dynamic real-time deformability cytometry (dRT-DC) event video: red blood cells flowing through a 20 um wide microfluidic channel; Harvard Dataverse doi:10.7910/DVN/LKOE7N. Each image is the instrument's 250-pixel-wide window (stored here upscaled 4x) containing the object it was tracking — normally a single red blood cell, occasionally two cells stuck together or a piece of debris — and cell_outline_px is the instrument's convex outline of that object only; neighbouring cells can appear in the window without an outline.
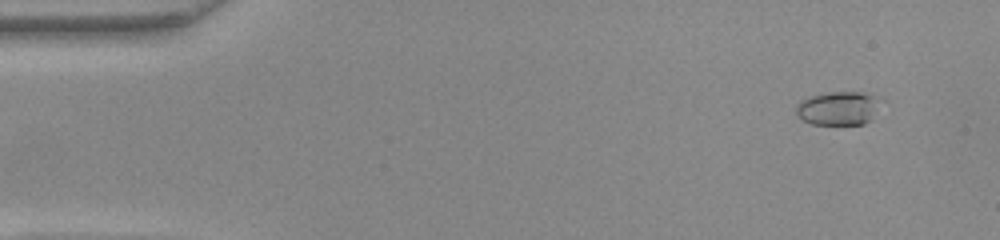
{"species": "common noctule bat (a hibernating species)", "species_latin": "Nyctalus noctula", "temperature_condition": "warm", "stored_images_in_passage": 53, "camera_frame_rate_fps": 3000, "um_per_image_px": 0.085, "animal": {"sex": "female", "body_mass_g": 22.0, "forearm_length_mm": 56.7}, "frame": {"image": 1, "passage_image": 5, "time_ms": 1.333, "image_size_px": [1000, 240], "cell_outline_px": [[876, 100], [872, 120], [864, 124], [812, 124], [796, 116], [796, 104], [800, 100], [808, 96], [828, 92], [860, 92], [872, 96]], "centroid_in_image_um": [71.13, 9.21], "position_along_channel_um": 13.9, "area_um2": 16.24}}
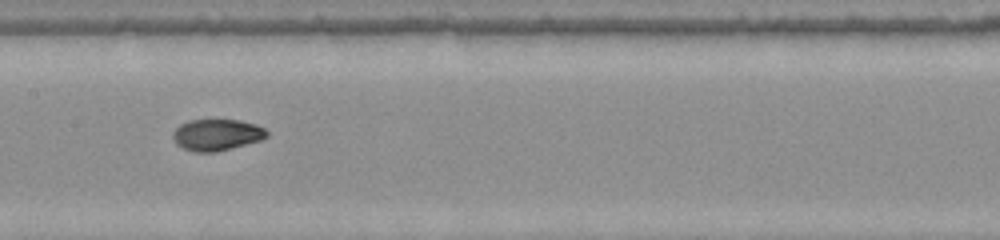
{"frame": {"image": 2, "passage_image": 27, "time_ms": 8.667, "image_size_px": [1000, 240], "cell_outline_px": [[268, 136], [260, 140], [216, 152], [192, 152], [176, 144], [172, 136], [172, 132], [180, 124], [188, 120], [240, 120], [256, 124], [264, 128], [268, 132]], "centroid_in_image_um": [18.41, 11.45], "position_along_channel_um": 189.0, "area_um2": 17.22}}
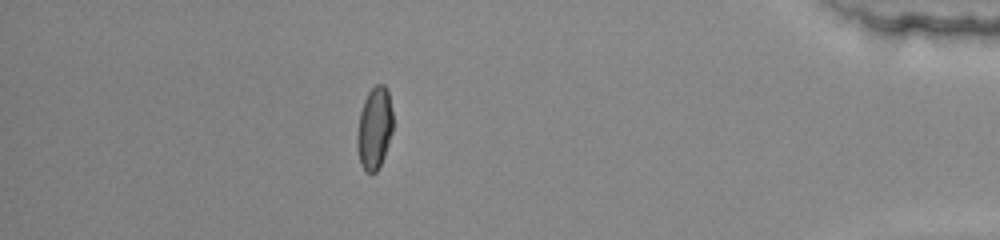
{"frame": {"image": 3, "passage_image": 47, "time_ms": 15.333, "image_size_px": [1000, 240], "cell_outline_px": [[392, 132], [384, 156], [376, 172], [364, 172], [360, 164], [356, 148], [356, 136], [360, 112], [364, 100], [368, 92], [376, 84], [384, 84], [388, 88], [392, 112]], "centroid_in_image_um": [31.81, 10.89], "position_along_channel_um": 403.4, "area_um2": 17.34}, "authors_computed_cell_mechanics": {"area_um2": 17.1666, "velocity_mm_per_s": 3.9292, "shape_relaxation_time_tau1_ms": null, "shape_relaxation_time_tau2_ms": 1.1582, "deformation_change_tau1": null, "deformation_change_tau2": 0.0309}}